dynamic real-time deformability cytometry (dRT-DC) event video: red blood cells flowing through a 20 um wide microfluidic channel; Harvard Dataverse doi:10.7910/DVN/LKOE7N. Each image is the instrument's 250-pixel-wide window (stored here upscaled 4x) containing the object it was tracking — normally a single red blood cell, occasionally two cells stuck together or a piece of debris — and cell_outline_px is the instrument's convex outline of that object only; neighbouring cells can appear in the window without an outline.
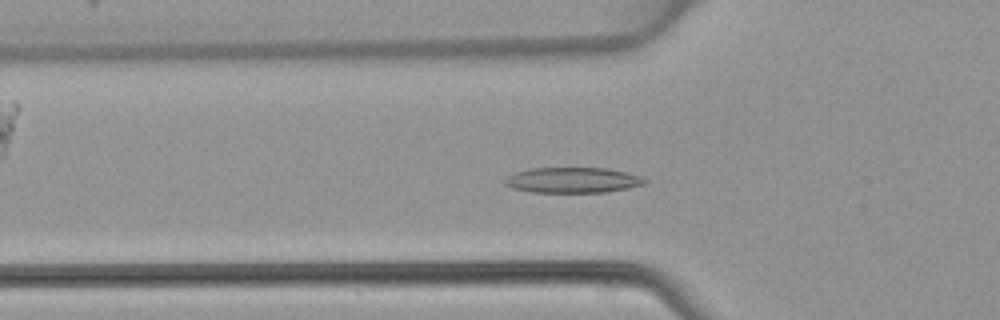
{"species": "common noctule bat (a hibernating species)", "species_latin": "Nyctalus noctula", "temperature_condition": "warm", "stored_images_in_passage": 48, "camera_frame_rate_fps": 3000, "um_per_image_px": 0.085, "animal": {"sex": "female", "body_mass_g": 22.7, "forearm_length_mm": 54.2}, "frame": {"image": 1, "passage_image": 16, "time_ms": 5.0, "image_size_px": [1000, 320], "cell_outline_px": [[648, 180], [644, 184], [628, 188], [604, 192], [532, 192], [512, 188], [504, 184], [504, 180], [508, 176], [516, 172], [532, 168], [608, 168], [640, 176]], "centroid_in_image_um": [48.67, 15.31], "position_along_channel_um": 77.1, "area_um2": 20.63}}
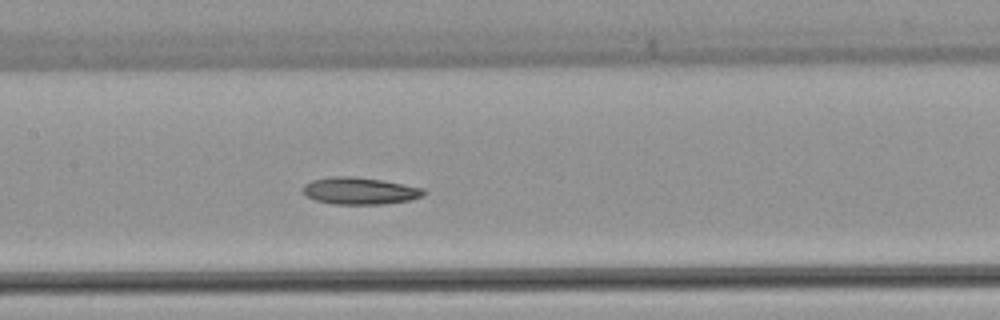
{"frame": {"image": 2, "passage_image": 23, "time_ms": 7.333, "image_size_px": [1000, 320], "cell_outline_px": [[428, 192], [424, 196], [408, 200], [384, 204], [332, 204], [316, 200], [308, 196], [304, 192], [304, 184], [312, 180], [328, 176], [356, 176], [404, 184], [424, 188]], "centroid_in_image_um": [30.61, 16.21], "position_along_channel_um": 176.8, "area_um2": 19.07}}
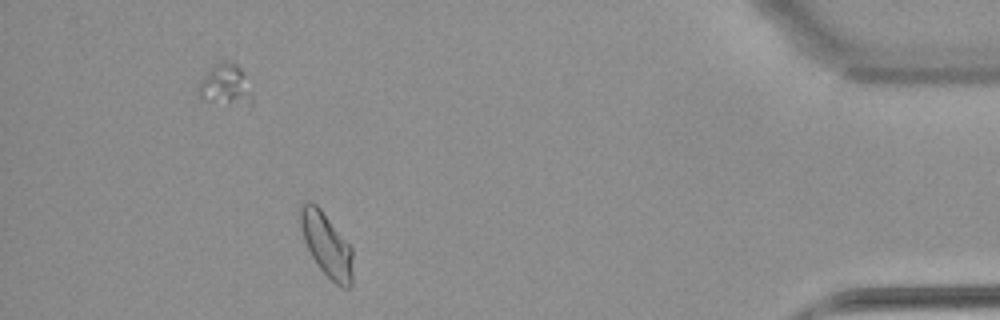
{"frame": {"image": 3, "passage_image": 43, "time_ms": 14.0, "image_size_px": [1000, 320], "cell_outline_px": [[352, 284], [348, 288], [344, 288], [336, 284], [316, 264], [304, 240], [296, 216], [300, 204], [304, 200], [312, 200], [320, 208], [352, 248]], "centroid_in_image_um": [27.69, 20.72], "position_along_channel_um": 407.5, "area_um2": 19.77}}